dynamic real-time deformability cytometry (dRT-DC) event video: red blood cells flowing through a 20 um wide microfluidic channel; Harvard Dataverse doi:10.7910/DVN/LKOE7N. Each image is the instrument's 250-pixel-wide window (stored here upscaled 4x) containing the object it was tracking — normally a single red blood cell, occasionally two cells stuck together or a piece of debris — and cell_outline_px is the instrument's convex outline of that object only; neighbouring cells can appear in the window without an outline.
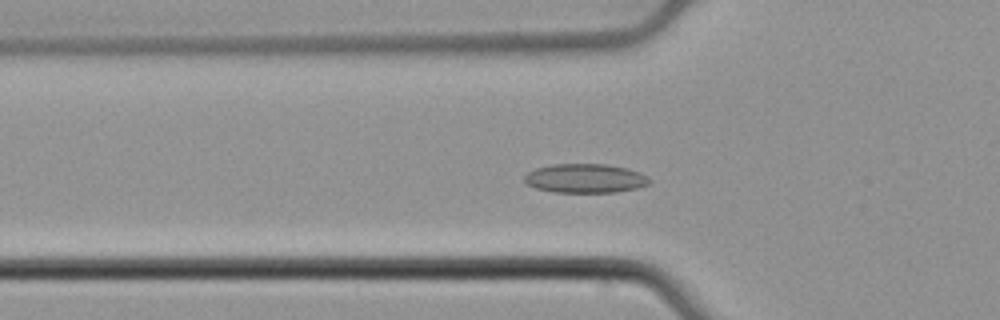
{"species": "common noctule bat (a hibernating species)", "species_latin": "Nyctalus noctula", "temperature_condition": "cold", "stored_images_in_passage": 54, "camera_frame_rate_fps": 3000, "um_per_image_px": 0.085, "animal": {"sex": "male", "body_mass_g": 21.5, "forearm_length_mm": 52.0}, "frame": {"image": 1, "passage_image": 19, "time_ms": 6.0, "image_size_px": [1000, 320], "cell_outline_px": [[652, 180], [648, 184], [636, 188], [616, 192], [552, 192], [536, 188], [524, 184], [524, 176], [528, 172], [536, 168], [552, 164], [608, 164], [628, 168], [640, 172], [648, 176]], "centroid_in_image_um": [49.74, 15.15], "position_along_channel_um": 76.1, "area_um2": 21.39}}
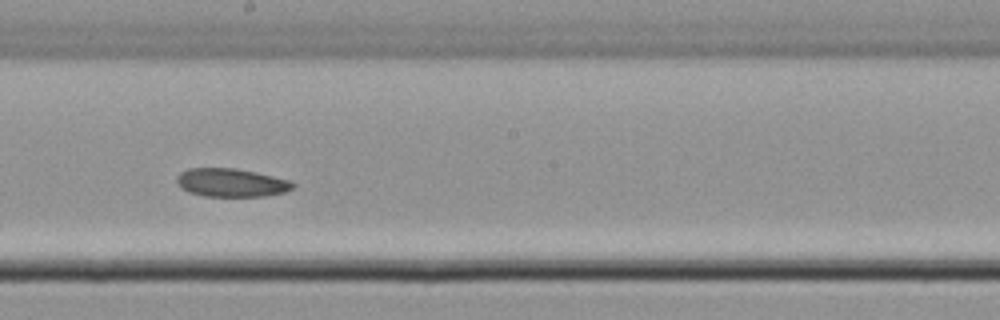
{"frame": {"image": 2, "passage_image": 31, "time_ms": 10.0, "image_size_px": [1000, 320], "cell_outline_px": [[296, 184], [292, 188], [284, 192], [264, 196], [204, 196], [188, 192], [180, 188], [176, 180], [176, 176], [180, 172], [188, 168], [236, 168], [256, 172], [288, 180]], "centroid_in_image_um": [19.6, 15.52], "position_along_channel_um": 228.6, "area_um2": 19.19}}
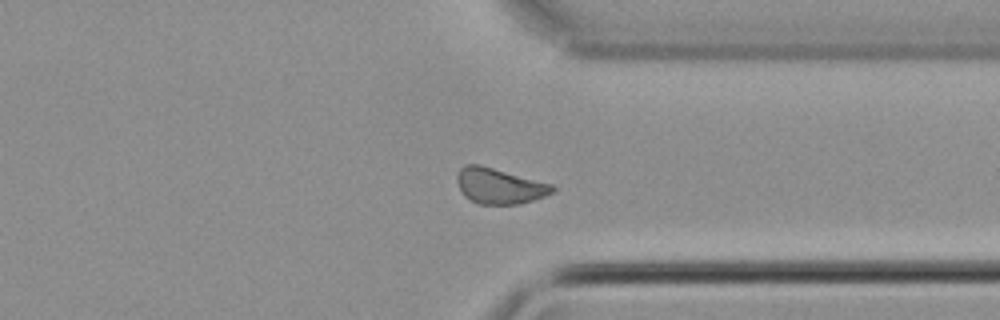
{"frame": {"image": 3, "passage_image": 42, "time_ms": 13.667, "image_size_px": [1000, 320], "cell_outline_px": [[556, 188], [552, 192], [544, 196], [520, 204], [476, 204], [468, 200], [464, 196], [456, 180], [456, 176], [460, 168], [468, 164], [480, 164], [552, 184]], "centroid_in_image_um": [42.41, 15.81], "position_along_channel_um": 369.0, "area_um2": 19.83}}